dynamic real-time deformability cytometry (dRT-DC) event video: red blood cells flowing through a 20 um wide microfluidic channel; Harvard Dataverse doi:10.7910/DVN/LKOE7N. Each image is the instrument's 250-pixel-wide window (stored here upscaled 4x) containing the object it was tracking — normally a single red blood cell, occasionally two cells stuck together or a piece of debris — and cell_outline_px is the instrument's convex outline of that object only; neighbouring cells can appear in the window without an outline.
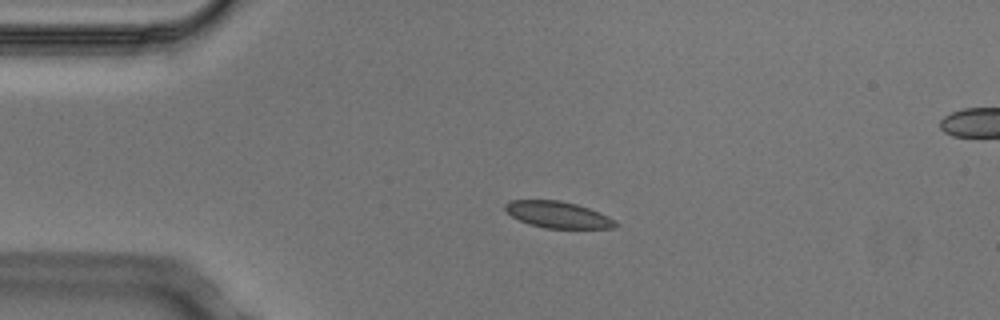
{"species": "Egyptian fruit bat (a non-hibernating species)", "species_latin": "Rousettus aegyptiacus", "temperature_condition": "cold", "stored_images_in_passage": 4, "camera_frame_rate_fps": 3000, "um_per_image_px": 0.085, "animal": {"sex": "male"}, "frame": {"image": 1, "passage_image": 2, "time_ms": 0.333, "image_size_px": [1000, 320], "cell_outline_px": [[616, 224], [612, 228], [544, 228], [528, 224], [512, 216], [504, 208], [504, 204], [508, 200], [560, 200], [576, 204], [600, 212], [608, 216]], "centroid_in_image_um": [47.36, 18.24], "position_along_channel_um": 37.6, "area_um2": 16.88}}
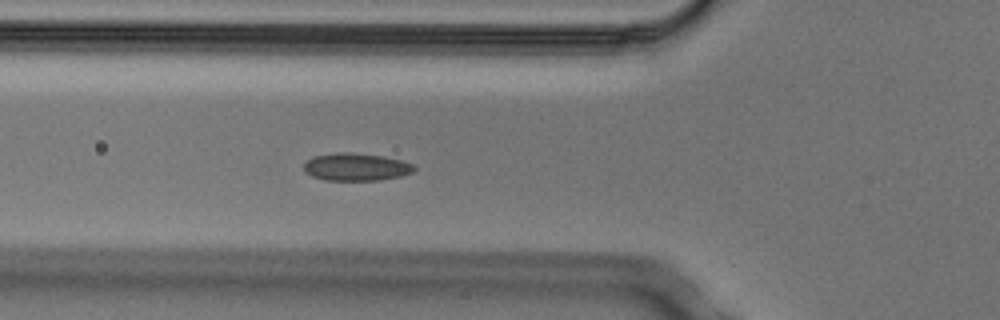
{"frame": {"image": 2, "passage_image": 4, "time_ms": 1.0, "image_size_px": [1000, 320], "cell_outline_px": [[416, 168], [412, 172], [400, 176], [380, 180], [324, 180], [312, 176], [304, 172], [304, 164], [312, 156], [336, 152], [352, 152], [384, 156], [400, 160], [412, 164]], "centroid_in_image_um": [30.23, 14.18], "position_along_channel_um": 95.6, "area_um2": 17.8}}